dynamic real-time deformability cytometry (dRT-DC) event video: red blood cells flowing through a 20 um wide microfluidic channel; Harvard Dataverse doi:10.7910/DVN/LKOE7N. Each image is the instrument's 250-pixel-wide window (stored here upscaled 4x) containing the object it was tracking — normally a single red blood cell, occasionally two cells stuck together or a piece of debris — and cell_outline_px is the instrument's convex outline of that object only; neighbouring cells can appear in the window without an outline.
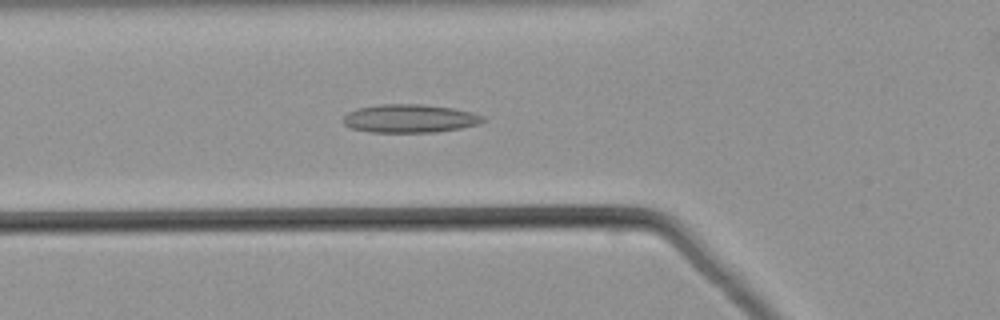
{"species": "common noctule bat (a hibernating species)", "species_latin": "Nyctalus noctula", "temperature_condition": "warm", "stored_images_in_passage": 49, "camera_frame_rate_fps": 3000, "um_per_image_px": 0.085, "animal": {"sex": "male", "body_mass_g": 21.5, "forearm_length_mm": 52.0}, "frame": {"image": 1, "passage_image": 15, "time_ms": 4.667, "image_size_px": [1000, 320], "cell_outline_px": [[484, 120], [480, 124], [460, 128], [436, 132], [368, 132], [352, 128], [344, 124], [340, 120], [348, 112], [356, 108], [380, 104], [424, 104], [452, 108], [472, 112], [484, 116]], "centroid_in_image_um": [34.8, 10.07], "position_along_channel_um": 91.0, "area_um2": 23.24}}
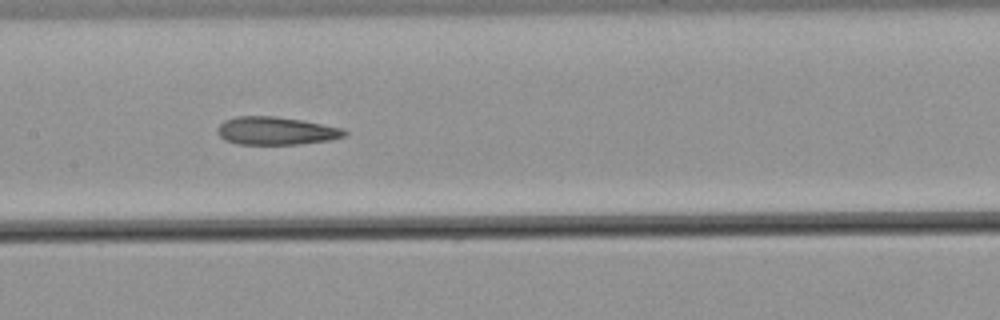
{"frame": {"image": 2, "passage_image": 22, "time_ms": 7.0, "image_size_px": [1000, 320], "cell_outline_px": [[348, 136], [328, 140], [296, 144], [236, 144], [224, 140], [216, 132], [220, 124], [224, 120], [236, 116], [276, 116], [300, 120], [340, 128], [348, 132]], "centroid_in_image_um": [23.41, 11.12], "position_along_channel_um": 184.0, "area_um2": 20.58}}
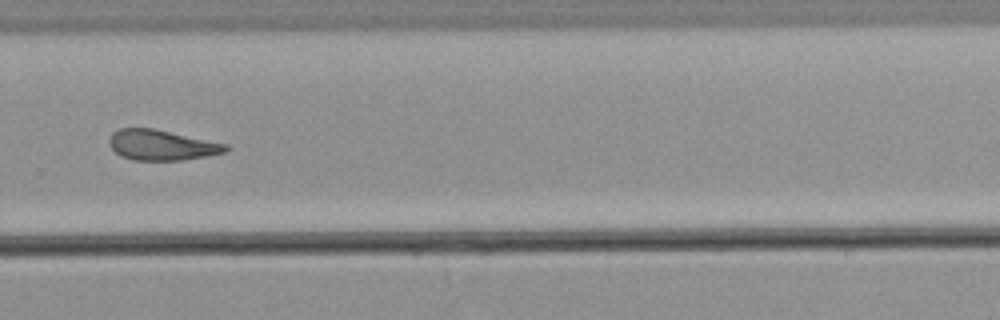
{"frame": {"image": 3, "passage_image": 32, "time_ms": 10.333, "image_size_px": [1000, 320], "cell_outline_px": [[228, 152], [184, 160], [132, 160], [120, 156], [108, 144], [108, 140], [112, 132], [120, 128], [152, 128], [228, 144]], "centroid_in_image_um": [13.73, 12.33], "position_along_channel_um": 316.1, "area_um2": 20.69}}